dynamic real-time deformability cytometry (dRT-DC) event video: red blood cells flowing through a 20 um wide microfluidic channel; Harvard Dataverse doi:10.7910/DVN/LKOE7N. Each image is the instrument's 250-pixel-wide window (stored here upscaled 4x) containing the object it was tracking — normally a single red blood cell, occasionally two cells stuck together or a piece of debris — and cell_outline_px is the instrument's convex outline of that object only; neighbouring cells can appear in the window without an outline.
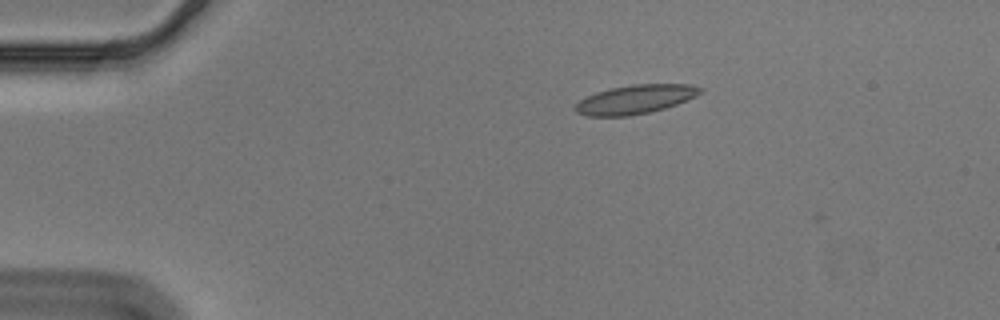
{"species": "Egyptian fruit bat (a non-hibernating species)", "species_latin": "Rousettus aegyptiacus", "temperature_condition": "cold", "stored_images_in_passage": 3, "camera_frame_rate_fps": 3000, "um_per_image_px": 0.085, "animal": {"sex": "male"}, "frame": {"image": 1, "passage_image": 2, "time_ms": 0.333, "image_size_px": [1000, 320], "cell_outline_px": [[704, 88], [696, 96], [676, 104], [664, 108], [648, 112], [628, 116], [588, 116], [576, 112], [576, 104], [580, 100], [596, 92], [612, 88], [632, 84], [688, 84]], "centroid_in_image_um": [54.01, 8.44], "position_along_channel_um": 31.0, "area_um2": 20.75}}